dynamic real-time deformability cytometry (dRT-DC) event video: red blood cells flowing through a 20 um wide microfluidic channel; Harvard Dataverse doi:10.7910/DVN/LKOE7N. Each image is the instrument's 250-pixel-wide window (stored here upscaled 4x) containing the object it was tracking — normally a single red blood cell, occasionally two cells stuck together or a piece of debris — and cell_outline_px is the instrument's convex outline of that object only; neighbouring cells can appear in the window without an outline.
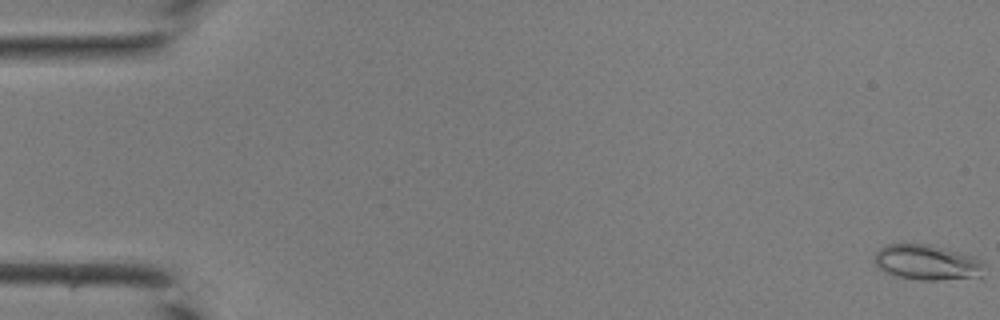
{"species": "common noctule bat (a hibernating species)", "species_latin": "Nyctalus noctula", "temperature_condition": "room temperature", "stored_images_in_passage": 43, "camera_frame_rate_fps": 3000, "um_per_image_px": 0.085, "animal": {"sex": "male", "body_mass_g": 19.0, "forearm_length_mm": 50.8}, "frame": {"image": 1, "passage_image": 1, "time_ms": 0.0, "image_size_px": [1000, 320], "cell_outline_px": [[984, 264], [980, 276], [936, 280], [920, 280], [896, 276], [880, 268], [876, 264], [876, 252], [880, 248], [888, 244], [928, 244], [960, 252], [984, 260]], "centroid_in_image_um": [78.82, 22.29], "position_along_channel_um": 6.2, "area_um2": 22.2}}
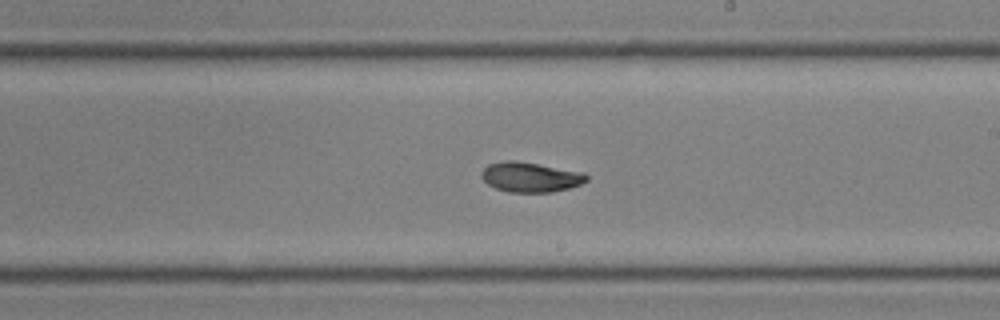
{"frame": {"image": 2, "passage_image": 26, "time_ms": 8.333, "image_size_px": [1000, 320], "cell_outline_px": [[588, 180], [580, 184], [568, 188], [552, 192], [508, 192], [496, 188], [488, 184], [480, 176], [480, 172], [488, 164], [504, 160], [516, 160], [584, 172], [588, 176]], "centroid_in_image_um": [45.07, 15.04], "position_along_channel_um": 243.9, "area_um2": 18.38}}
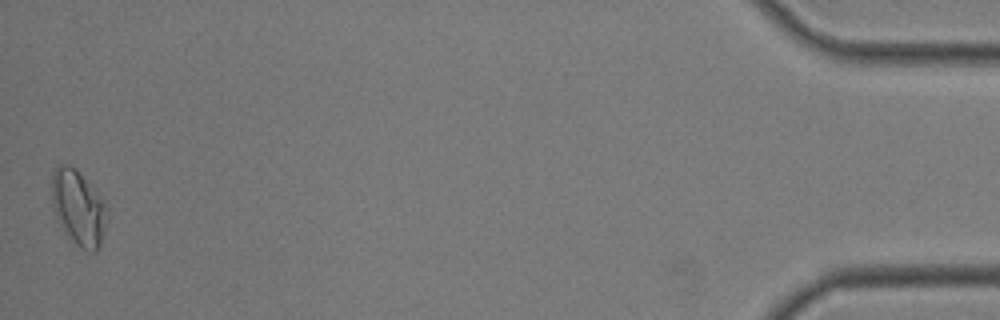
{"frame": {"image": 3, "passage_image": 43, "time_ms": 14.0, "image_size_px": [1000, 320], "cell_outline_px": [[108, 212], [100, 248], [96, 252], [88, 252], [80, 248], [60, 228], [56, 216], [52, 200], [52, 172], [60, 164], [68, 164], [76, 168], [104, 200], [108, 208]], "centroid_in_image_um": [6.68, 17.68], "position_along_channel_um": 428.5, "area_um2": 24.45}}